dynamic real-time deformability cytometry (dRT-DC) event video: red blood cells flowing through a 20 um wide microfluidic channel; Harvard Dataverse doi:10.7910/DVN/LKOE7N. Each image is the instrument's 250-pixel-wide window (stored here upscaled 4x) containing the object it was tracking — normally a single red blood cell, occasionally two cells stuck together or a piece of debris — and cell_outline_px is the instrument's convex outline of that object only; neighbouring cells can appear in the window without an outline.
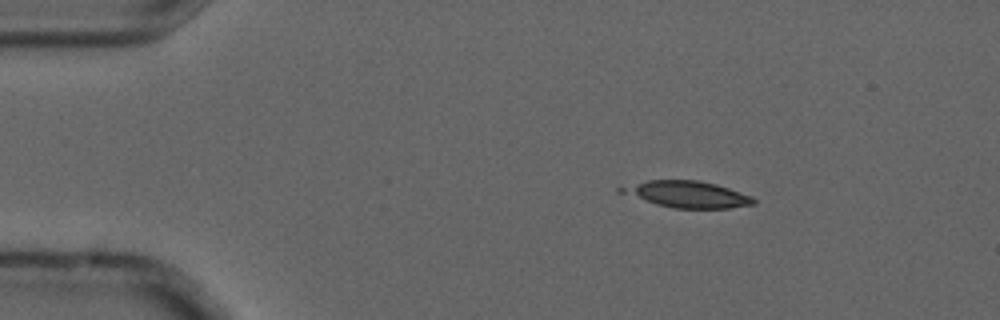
{"species": "common noctule bat (a hibernating species)", "species_latin": "Nyctalus noctula", "temperature_condition": "cold", "stored_images_in_passage": 3, "camera_frame_rate_fps": 3000, "um_per_image_px": 0.085, "animal": {"sex": "male", "forearm_length_mm": 52.5}, "frame": {"image": 1, "passage_image": 1, "time_ms": 0.0, "image_size_px": [1000, 320], "cell_outline_px": [[756, 204], [728, 208], [672, 208], [656, 204], [616, 192], [616, 188], [648, 180], [696, 180], [716, 184], [752, 196], [756, 200]], "centroid_in_image_um": [58.38, 16.52], "position_along_channel_um": 26.6, "area_um2": 20.46}}